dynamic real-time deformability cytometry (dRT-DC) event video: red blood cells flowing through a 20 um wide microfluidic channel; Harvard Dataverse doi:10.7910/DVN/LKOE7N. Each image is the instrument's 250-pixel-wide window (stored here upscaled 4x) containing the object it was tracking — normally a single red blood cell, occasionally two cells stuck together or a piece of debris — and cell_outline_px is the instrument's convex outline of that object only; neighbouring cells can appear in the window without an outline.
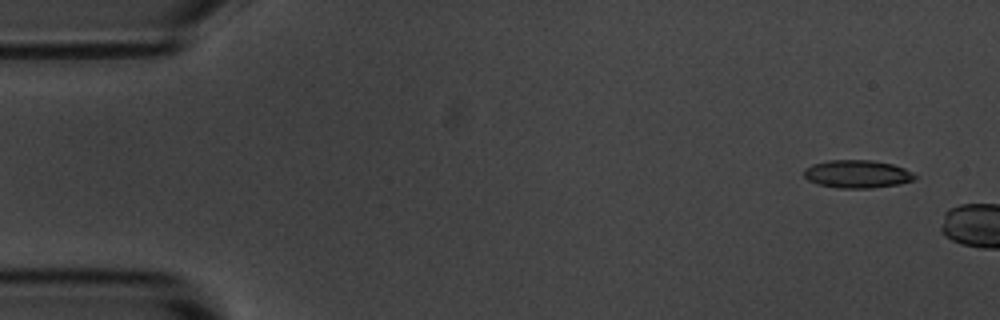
{"species": "common noctule bat (a hibernating species)", "species_latin": "Nyctalus noctula", "temperature_condition": "room temperature", "stored_images_in_passage": 2, "camera_frame_rate_fps": 3000, "um_per_image_px": 0.085, "animal": {"sex": "male", "body_mass_g": 20.1, "forearm_length_mm": 53.5}, "frame": {"image": 1, "passage_image": 1, "time_ms": 0.0, "image_size_px": [1000, 320], "cell_outline_px": [[916, 180], [896, 184], [872, 188], [840, 188], [816, 184], [808, 180], [804, 176], [804, 168], [812, 164], [828, 160], [872, 160], [892, 164], [904, 168], [912, 172], [916, 176]], "centroid_in_image_um": [72.84, 14.79], "position_along_channel_um": 12.2, "area_um2": 18.09}}